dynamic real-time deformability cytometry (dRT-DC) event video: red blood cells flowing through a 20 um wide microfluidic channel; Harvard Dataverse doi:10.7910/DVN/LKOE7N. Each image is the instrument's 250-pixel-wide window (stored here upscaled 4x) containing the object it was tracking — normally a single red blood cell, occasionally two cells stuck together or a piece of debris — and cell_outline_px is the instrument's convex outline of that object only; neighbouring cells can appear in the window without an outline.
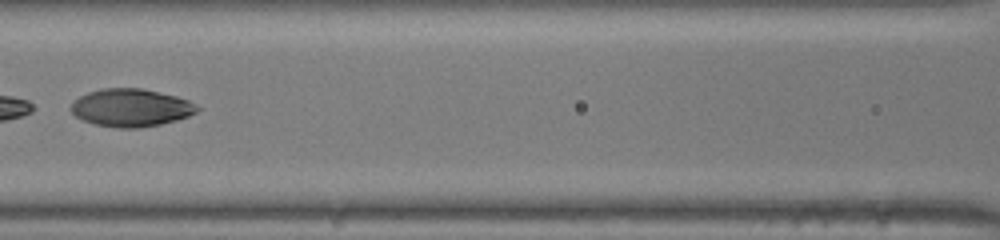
{"species": "human", "species_latin": "Homo sapiens", "temperature_condition": "room temperature", "stored_images_in_passage": 48, "segment_of_instrument_passage": [2, 2], "camera_frame_rate_fps": 3000, "um_per_image_px": 0.085, "donor": {"sex": "male"}, "frame": {"image": 1, "passage_image": 26, "time_ms": 8.333, "image_size_px": [1000, 240], "cell_outline_px": [[204, 108], [188, 116], [176, 120], [160, 124], [140, 128], [120, 128], [96, 124], [84, 120], [76, 116], [72, 112], [72, 104], [80, 96], [88, 92], [100, 88], [140, 88], [176, 96], [188, 100]], "centroid_in_image_um": [11.18, 9.15], "position_along_channel_um": 155.4, "area_um2": 27.63}}
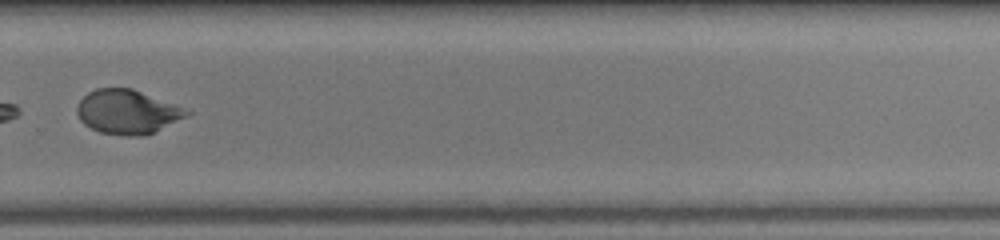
{"frame": {"image": 2, "passage_image": 37, "time_ms": 12.0, "image_size_px": [1000, 240], "cell_outline_px": [[192, 112], [188, 116], [144, 136], [128, 136], [100, 132], [84, 124], [80, 120], [76, 112], [76, 104], [88, 92], [96, 88], [132, 88]], "centroid_in_image_um": [10.77, 9.51], "position_along_channel_um": 319.0, "area_um2": 27.92}}